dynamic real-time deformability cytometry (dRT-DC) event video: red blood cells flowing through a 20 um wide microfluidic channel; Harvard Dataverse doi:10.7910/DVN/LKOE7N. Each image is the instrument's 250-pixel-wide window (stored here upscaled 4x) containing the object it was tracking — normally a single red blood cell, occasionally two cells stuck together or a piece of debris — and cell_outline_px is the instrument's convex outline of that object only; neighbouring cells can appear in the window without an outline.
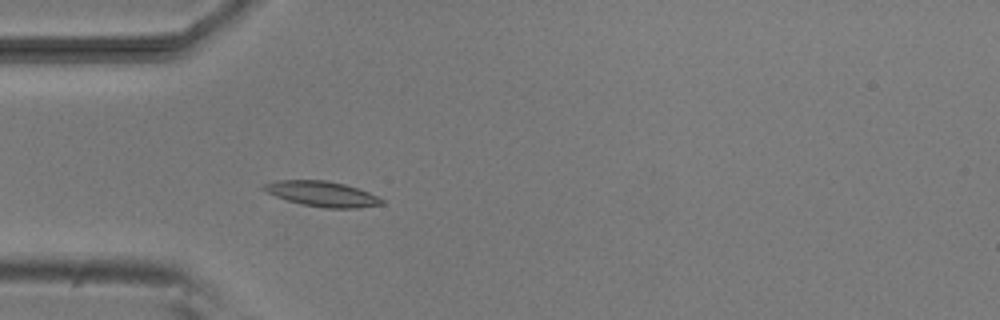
{"species": "common noctule bat (a hibernating species)", "species_latin": "Nyctalus noctula", "temperature_condition": "room temperature", "stored_images_in_passage": 48, "camera_frame_rate_fps": 3000, "um_per_image_px": 0.085, "animal": {"sex": "male", "body_mass_g": 20.5, "forearm_length_mm": 52.5}, "frame": {"image": 1, "passage_image": 11, "time_ms": 3.333, "image_size_px": [1000, 320], "cell_outline_px": [[384, 204], [360, 208], [324, 208], [300, 204], [276, 196], [260, 188], [264, 184], [276, 180], [324, 180], [344, 184], [368, 192], [384, 200]], "centroid_in_image_um": [27.38, 16.48], "position_along_channel_um": 57.6, "area_um2": 17.28}}
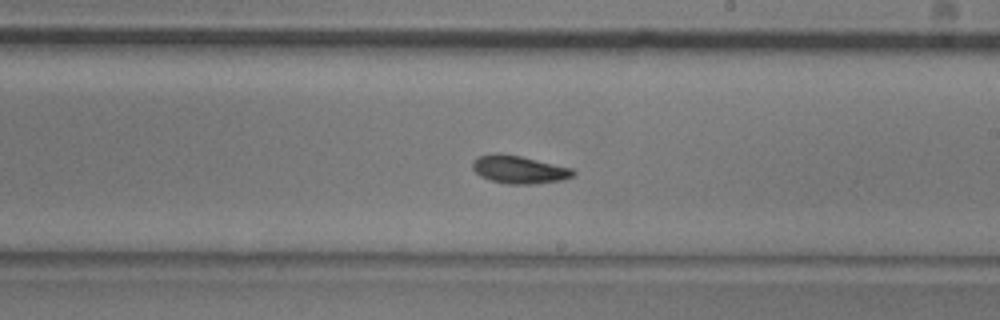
{"frame": {"image": 2, "passage_image": 26, "time_ms": 8.333, "image_size_px": [1000, 320], "cell_outline_px": [[576, 172], [572, 176], [564, 180], [536, 184], [508, 184], [492, 180], [480, 176], [472, 168], [472, 160], [476, 156], [496, 152], [500, 152], [520, 156], [572, 168]], "centroid_in_image_um": [44.09, 14.4], "position_along_channel_um": 244.9, "area_um2": 16.53}}
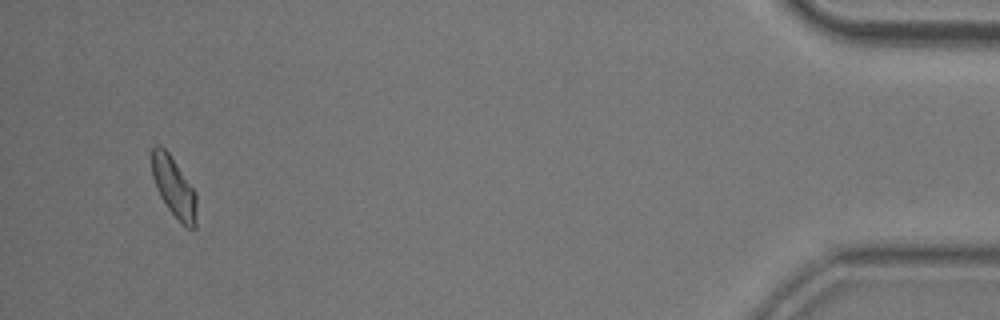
{"frame": {"image": 3, "passage_image": 46, "time_ms": 15.0, "image_size_px": [1000, 320], "cell_outline_px": [[196, 228], [188, 228], [168, 208], [160, 196], [156, 188], [152, 176], [152, 148], [156, 144], [160, 144], [168, 152], [196, 192]], "centroid_in_image_um": [14.77, 15.88], "position_along_channel_um": 420.4, "area_um2": 15.43}, "authors_computed_cell_mechanics": {"area_um2": 15.895, "velocity_mm_per_s": 3.8038, "shape_relaxation_time_tau1_ms": 3.5341, "shape_relaxation_time_tau2_ms": 4.3612, "deformation_change_tau1": 0.1078, "deformation_change_tau2": 0.0885}}